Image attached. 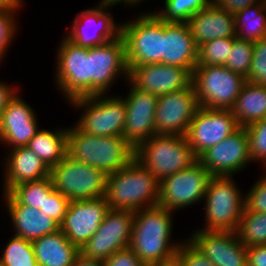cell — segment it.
<instances>
[{
    "mask_svg": "<svg viewBox=\"0 0 266 266\" xmlns=\"http://www.w3.org/2000/svg\"><path fill=\"white\" fill-rule=\"evenodd\" d=\"M188 238L214 266H247V247L233 231L194 230Z\"/></svg>",
    "mask_w": 266,
    "mask_h": 266,
    "instance_id": "21",
    "label": "cell"
},
{
    "mask_svg": "<svg viewBox=\"0 0 266 266\" xmlns=\"http://www.w3.org/2000/svg\"><path fill=\"white\" fill-rule=\"evenodd\" d=\"M245 82L224 65L196 66L193 71L198 105L206 109L231 110Z\"/></svg>",
    "mask_w": 266,
    "mask_h": 266,
    "instance_id": "8",
    "label": "cell"
},
{
    "mask_svg": "<svg viewBox=\"0 0 266 266\" xmlns=\"http://www.w3.org/2000/svg\"><path fill=\"white\" fill-rule=\"evenodd\" d=\"M118 2H120V3H124V6L126 5V7H130L131 5L132 6H138L140 3H141V1H145V0H117ZM139 3V4H138Z\"/></svg>",
    "mask_w": 266,
    "mask_h": 266,
    "instance_id": "49",
    "label": "cell"
},
{
    "mask_svg": "<svg viewBox=\"0 0 266 266\" xmlns=\"http://www.w3.org/2000/svg\"><path fill=\"white\" fill-rule=\"evenodd\" d=\"M23 0H0V10L3 9H21Z\"/></svg>",
    "mask_w": 266,
    "mask_h": 266,
    "instance_id": "48",
    "label": "cell"
},
{
    "mask_svg": "<svg viewBox=\"0 0 266 266\" xmlns=\"http://www.w3.org/2000/svg\"><path fill=\"white\" fill-rule=\"evenodd\" d=\"M16 86L17 85L11 86V84L8 85L6 82L4 83L0 81V118L3 110L8 105L9 100L15 95L17 91H20L17 90V88L19 89V87Z\"/></svg>",
    "mask_w": 266,
    "mask_h": 266,
    "instance_id": "46",
    "label": "cell"
},
{
    "mask_svg": "<svg viewBox=\"0 0 266 266\" xmlns=\"http://www.w3.org/2000/svg\"><path fill=\"white\" fill-rule=\"evenodd\" d=\"M240 127L266 117V87L246 81L231 109Z\"/></svg>",
    "mask_w": 266,
    "mask_h": 266,
    "instance_id": "28",
    "label": "cell"
},
{
    "mask_svg": "<svg viewBox=\"0 0 266 266\" xmlns=\"http://www.w3.org/2000/svg\"><path fill=\"white\" fill-rule=\"evenodd\" d=\"M134 211L109 209L94 235L81 247L80 253L103 261L118 250L129 247Z\"/></svg>",
    "mask_w": 266,
    "mask_h": 266,
    "instance_id": "14",
    "label": "cell"
},
{
    "mask_svg": "<svg viewBox=\"0 0 266 266\" xmlns=\"http://www.w3.org/2000/svg\"><path fill=\"white\" fill-rule=\"evenodd\" d=\"M244 128L248 136L252 161L261 162L266 169V117Z\"/></svg>",
    "mask_w": 266,
    "mask_h": 266,
    "instance_id": "37",
    "label": "cell"
},
{
    "mask_svg": "<svg viewBox=\"0 0 266 266\" xmlns=\"http://www.w3.org/2000/svg\"><path fill=\"white\" fill-rule=\"evenodd\" d=\"M192 79L189 69L162 63L132 66L128 71V81L136 89L157 96L189 87Z\"/></svg>",
    "mask_w": 266,
    "mask_h": 266,
    "instance_id": "19",
    "label": "cell"
},
{
    "mask_svg": "<svg viewBox=\"0 0 266 266\" xmlns=\"http://www.w3.org/2000/svg\"><path fill=\"white\" fill-rule=\"evenodd\" d=\"M158 179L137 159L107 177L105 199L110 209L139 211L158 205Z\"/></svg>",
    "mask_w": 266,
    "mask_h": 266,
    "instance_id": "2",
    "label": "cell"
},
{
    "mask_svg": "<svg viewBox=\"0 0 266 266\" xmlns=\"http://www.w3.org/2000/svg\"><path fill=\"white\" fill-rule=\"evenodd\" d=\"M129 93L124 98L126 103V121L123 137L135 149L143 141L156 135L155 111L157 95L136 89L129 81Z\"/></svg>",
    "mask_w": 266,
    "mask_h": 266,
    "instance_id": "20",
    "label": "cell"
},
{
    "mask_svg": "<svg viewBox=\"0 0 266 266\" xmlns=\"http://www.w3.org/2000/svg\"><path fill=\"white\" fill-rule=\"evenodd\" d=\"M211 176L197 160L189 168L162 179L158 206L175 212L203 202Z\"/></svg>",
    "mask_w": 266,
    "mask_h": 266,
    "instance_id": "11",
    "label": "cell"
},
{
    "mask_svg": "<svg viewBox=\"0 0 266 266\" xmlns=\"http://www.w3.org/2000/svg\"><path fill=\"white\" fill-rule=\"evenodd\" d=\"M236 38V36L218 38L198 46L196 66L225 65Z\"/></svg>",
    "mask_w": 266,
    "mask_h": 266,
    "instance_id": "35",
    "label": "cell"
},
{
    "mask_svg": "<svg viewBox=\"0 0 266 266\" xmlns=\"http://www.w3.org/2000/svg\"><path fill=\"white\" fill-rule=\"evenodd\" d=\"M233 176H211L203 201L205 224L200 231L236 232L243 215L246 193H241ZM238 187H237V186Z\"/></svg>",
    "mask_w": 266,
    "mask_h": 266,
    "instance_id": "5",
    "label": "cell"
},
{
    "mask_svg": "<svg viewBox=\"0 0 266 266\" xmlns=\"http://www.w3.org/2000/svg\"><path fill=\"white\" fill-rule=\"evenodd\" d=\"M93 8L82 10L65 35L67 39L83 47H95L114 40L121 34V23L115 22L110 7L120 4L117 0H100Z\"/></svg>",
    "mask_w": 266,
    "mask_h": 266,
    "instance_id": "13",
    "label": "cell"
},
{
    "mask_svg": "<svg viewBox=\"0 0 266 266\" xmlns=\"http://www.w3.org/2000/svg\"><path fill=\"white\" fill-rule=\"evenodd\" d=\"M67 149L72 159L108 175L124 168L135 156V149L123 136L86 134L75 124L68 128Z\"/></svg>",
    "mask_w": 266,
    "mask_h": 266,
    "instance_id": "3",
    "label": "cell"
},
{
    "mask_svg": "<svg viewBox=\"0 0 266 266\" xmlns=\"http://www.w3.org/2000/svg\"><path fill=\"white\" fill-rule=\"evenodd\" d=\"M198 107L193 83L182 90L160 95L155 111L156 134L185 136Z\"/></svg>",
    "mask_w": 266,
    "mask_h": 266,
    "instance_id": "16",
    "label": "cell"
},
{
    "mask_svg": "<svg viewBox=\"0 0 266 266\" xmlns=\"http://www.w3.org/2000/svg\"><path fill=\"white\" fill-rule=\"evenodd\" d=\"M236 234L246 247L266 244V213L250 211L245 206Z\"/></svg>",
    "mask_w": 266,
    "mask_h": 266,
    "instance_id": "31",
    "label": "cell"
},
{
    "mask_svg": "<svg viewBox=\"0 0 266 266\" xmlns=\"http://www.w3.org/2000/svg\"><path fill=\"white\" fill-rule=\"evenodd\" d=\"M17 91L9 100L0 118V142L9 149L27 146L40 130L34 109Z\"/></svg>",
    "mask_w": 266,
    "mask_h": 266,
    "instance_id": "22",
    "label": "cell"
},
{
    "mask_svg": "<svg viewBox=\"0 0 266 266\" xmlns=\"http://www.w3.org/2000/svg\"><path fill=\"white\" fill-rule=\"evenodd\" d=\"M69 201L70 200L63 196L59 191L54 190L49 196H45L43 207H41L39 211L46 213L59 225H61L64 220Z\"/></svg>",
    "mask_w": 266,
    "mask_h": 266,
    "instance_id": "41",
    "label": "cell"
},
{
    "mask_svg": "<svg viewBox=\"0 0 266 266\" xmlns=\"http://www.w3.org/2000/svg\"><path fill=\"white\" fill-rule=\"evenodd\" d=\"M8 152L3 162V193H8L19 184L50 176V169L26 146L9 149Z\"/></svg>",
    "mask_w": 266,
    "mask_h": 266,
    "instance_id": "24",
    "label": "cell"
},
{
    "mask_svg": "<svg viewBox=\"0 0 266 266\" xmlns=\"http://www.w3.org/2000/svg\"><path fill=\"white\" fill-rule=\"evenodd\" d=\"M173 214L158 205L134 212L129 247L146 266H164L175 262L182 241L174 243L171 239Z\"/></svg>",
    "mask_w": 266,
    "mask_h": 266,
    "instance_id": "1",
    "label": "cell"
},
{
    "mask_svg": "<svg viewBox=\"0 0 266 266\" xmlns=\"http://www.w3.org/2000/svg\"><path fill=\"white\" fill-rule=\"evenodd\" d=\"M261 1L262 0H212L215 5L233 14Z\"/></svg>",
    "mask_w": 266,
    "mask_h": 266,
    "instance_id": "44",
    "label": "cell"
},
{
    "mask_svg": "<svg viewBox=\"0 0 266 266\" xmlns=\"http://www.w3.org/2000/svg\"><path fill=\"white\" fill-rule=\"evenodd\" d=\"M82 110L74 124L86 134L101 137L123 136L126 121V103L121 96L98 94L79 97L69 102Z\"/></svg>",
    "mask_w": 266,
    "mask_h": 266,
    "instance_id": "7",
    "label": "cell"
},
{
    "mask_svg": "<svg viewBox=\"0 0 266 266\" xmlns=\"http://www.w3.org/2000/svg\"><path fill=\"white\" fill-rule=\"evenodd\" d=\"M253 47V41L236 38L224 66L247 78L253 60Z\"/></svg>",
    "mask_w": 266,
    "mask_h": 266,
    "instance_id": "36",
    "label": "cell"
},
{
    "mask_svg": "<svg viewBox=\"0 0 266 266\" xmlns=\"http://www.w3.org/2000/svg\"><path fill=\"white\" fill-rule=\"evenodd\" d=\"M246 81L266 87V37L254 41L253 60Z\"/></svg>",
    "mask_w": 266,
    "mask_h": 266,
    "instance_id": "39",
    "label": "cell"
},
{
    "mask_svg": "<svg viewBox=\"0 0 266 266\" xmlns=\"http://www.w3.org/2000/svg\"><path fill=\"white\" fill-rule=\"evenodd\" d=\"M88 96L108 94L119 77L128 81L125 43L120 35L102 45L88 47Z\"/></svg>",
    "mask_w": 266,
    "mask_h": 266,
    "instance_id": "10",
    "label": "cell"
},
{
    "mask_svg": "<svg viewBox=\"0 0 266 266\" xmlns=\"http://www.w3.org/2000/svg\"><path fill=\"white\" fill-rule=\"evenodd\" d=\"M198 160L212 176H233L245 170L246 165L252 161L245 128L240 127L223 141L206 150Z\"/></svg>",
    "mask_w": 266,
    "mask_h": 266,
    "instance_id": "17",
    "label": "cell"
},
{
    "mask_svg": "<svg viewBox=\"0 0 266 266\" xmlns=\"http://www.w3.org/2000/svg\"><path fill=\"white\" fill-rule=\"evenodd\" d=\"M211 3L212 0H164L162 9L153 13L164 22H187Z\"/></svg>",
    "mask_w": 266,
    "mask_h": 266,
    "instance_id": "33",
    "label": "cell"
},
{
    "mask_svg": "<svg viewBox=\"0 0 266 266\" xmlns=\"http://www.w3.org/2000/svg\"><path fill=\"white\" fill-rule=\"evenodd\" d=\"M18 9H3L0 10V64L4 61V55L12 44L15 35L17 36L18 22L15 18ZM3 60V61H2Z\"/></svg>",
    "mask_w": 266,
    "mask_h": 266,
    "instance_id": "38",
    "label": "cell"
},
{
    "mask_svg": "<svg viewBox=\"0 0 266 266\" xmlns=\"http://www.w3.org/2000/svg\"><path fill=\"white\" fill-rule=\"evenodd\" d=\"M255 184L248 190L245 206L254 212L266 213V170Z\"/></svg>",
    "mask_w": 266,
    "mask_h": 266,
    "instance_id": "42",
    "label": "cell"
},
{
    "mask_svg": "<svg viewBox=\"0 0 266 266\" xmlns=\"http://www.w3.org/2000/svg\"><path fill=\"white\" fill-rule=\"evenodd\" d=\"M56 55L55 87L67 103L88 97V48L62 37Z\"/></svg>",
    "mask_w": 266,
    "mask_h": 266,
    "instance_id": "12",
    "label": "cell"
},
{
    "mask_svg": "<svg viewBox=\"0 0 266 266\" xmlns=\"http://www.w3.org/2000/svg\"><path fill=\"white\" fill-rule=\"evenodd\" d=\"M240 128L232 110L198 107L186 133L188 143L199 158Z\"/></svg>",
    "mask_w": 266,
    "mask_h": 266,
    "instance_id": "15",
    "label": "cell"
},
{
    "mask_svg": "<svg viewBox=\"0 0 266 266\" xmlns=\"http://www.w3.org/2000/svg\"><path fill=\"white\" fill-rule=\"evenodd\" d=\"M120 35L125 43L128 70L132 66L162 63L164 21L152 11L121 22Z\"/></svg>",
    "mask_w": 266,
    "mask_h": 266,
    "instance_id": "6",
    "label": "cell"
},
{
    "mask_svg": "<svg viewBox=\"0 0 266 266\" xmlns=\"http://www.w3.org/2000/svg\"><path fill=\"white\" fill-rule=\"evenodd\" d=\"M109 209L105 197L69 201L60 230L80 250L98 230Z\"/></svg>",
    "mask_w": 266,
    "mask_h": 266,
    "instance_id": "18",
    "label": "cell"
},
{
    "mask_svg": "<svg viewBox=\"0 0 266 266\" xmlns=\"http://www.w3.org/2000/svg\"><path fill=\"white\" fill-rule=\"evenodd\" d=\"M187 23L197 46L210 40L236 36L234 14L213 2L194 14Z\"/></svg>",
    "mask_w": 266,
    "mask_h": 266,
    "instance_id": "26",
    "label": "cell"
},
{
    "mask_svg": "<svg viewBox=\"0 0 266 266\" xmlns=\"http://www.w3.org/2000/svg\"><path fill=\"white\" fill-rule=\"evenodd\" d=\"M102 266H146L130 248H124L113 253L102 261Z\"/></svg>",
    "mask_w": 266,
    "mask_h": 266,
    "instance_id": "43",
    "label": "cell"
},
{
    "mask_svg": "<svg viewBox=\"0 0 266 266\" xmlns=\"http://www.w3.org/2000/svg\"><path fill=\"white\" fill-rule=\"evenodd\" d=\"M53 187L70 201L105 196L108 174L69 157L50 169Z\"/></svg>",
    "mask_w": 266,
    "mask_h": 266,
    "instance_id": "9",
    "label": "cell"
},
{
    "mask_svg": "<svg viewBox=\"0 0 266 266\" xmlns=\"http://www.w3.org/2000/svg\"><path fill=\"white\" fill-rule=\"evenodd\" d=\"M164 266H179V264L175 261L171 264H167V265H164Z\"/></svg>",
    "mask_w": 266,
    "mask_h": 266,
    "instance_id": "50",
    "label": "cell"
},
{
    "mask_svg": "<svg viewBox=\"0 0 266 266\" xmlns=\"http://www.w3.org/2000/svg\"><path fill=\"white\" fill-rule=\"evenodd\" d=\"M186 240L177 250L175 261L179 266H214L189 239Z\"/></svg>",
    "mask_w": 266,
    "mask_h": 266,
    "instance_id": "40",
    "label": "cell"
},
{
    "mask_svg": "<svg viewBox=\"0 0 266 266\" xmlns=\"http://www.w3.org/2000/svg\"><path fill=\"white\" fill-rule=\"evenodd\" d=\"M0 256L3 266H38L31 241L13 235Z\"/></svg>",
    "mask_w": 266,
    "mask_h": 266,
    "instance_id": "34",
    "label": "cell"
},
{
    "mask_svg": "<svg viewBox=\"0 0 266 266\" xmlns=\"http://www.w3.org/2000/svg\"><path fill=\"white\" fill-rule=\"evenodd\" d=\"M247 266H266V244L247 247Z\"/></svg>",
    "mask_w": 266,
    "mask_h": 266,
    "instance_id": "45",
    "label": "cell"
},
{
    "mask_svg": "<svg viewBox=\"0 0 266 266\" xmlns=\"http://www.w3.org/2000/svg\"><path fill=\"white\" fill-rule=\"evenodd\" d=\"M6 210L14 229V235L34 241L60 230V225L39 209L19 204L9 193H3Z\"/></svg>",
    "mask_w": 266,
    "mask_h": 266,
    "instance_id": "25",
    "label": "cell"
},
{
    "mask_svg": "<svg viewBox=\"0 0 266 266\" xmlns=\"http://www.w3.org/2000/svg\"><path fill=\"white\" fill-rule=\"evenodd\" d=\"M198 46L187 22H164L162 64L189 69L196 67Z\"/></svg>",
    "mask_w": 266,
    "mask_h": 266,
    "instance_id": "23",
    "label": "cell"
},
{
    "mask_svg": "<svg viewBox=\"0 0 266 266\" xmlns=\"http://www.w3.org/2000/svg\"><path fill=\"white\" fill-rule=\"evenodd\" d=\"M68 128L40 129L26 146L51 169L67 156Z\"/></svg>",
    "mask_w": 266,
    "mask_h": 266,
    "instance_id": "29",
    "label": "cell"
},
{
    "mask_svg": "<svg viewBox=\"0 0 266 266\" xmlns=\"http://www.w3.org/2000/svg\"><path fill=\"white\" fill-rule=\"evenodd\" d=\"M236 37L258 41L266 37V1L246 7L234 14Z\"/></svg>",
    "mask_w": 266,
    "mask_h": 266,
    "instance_id": "30",
    "label": "cell"
},
{
    "mask_svg": "<svg viewBox=\"0 0 266 266\" xmlns=\"http://www.w3.org/2000/svg\"><path fill=\"white\" fill-rule=\"evenodd\" d=\"M55 188L51 177L48 176L38 181H31L19 184L8 193L22 205H27L35 209L43 207L45 196H49Z\"/></svg>",
    "mask_w": 266,
    "mask_h": 266,
    "instance_id": "32",
    "label": "cell"
},
{
    "mask_svg": "<svg viewBox=\"0 0 266 266\" xmlns=\"http://www.w3.org/2000/svg\"><path fill=\"white\" fill-rule=\"evenodd\" d=\"M38 266H72L80 253L61 230L32 241Z\"/></svg>",
    "mask_w": 266,
    "mask_h": 266,
    "instance_id": "27",
    "label": "cell"
},
{
    "mask_svg": "<svg viewBox=\"0 0 266 266\" xmlns=\"http://www.w3.org/2000/svg\"><path fill=\"white\" fill-rule=\"evenodd\" d=\"M134 158L159 182L189 168L198 160L186 136L159 134L139 144L135 148Z\"/></svg>",
    "mask_w": 266,
    "mask_h": 266,
    "instance_id": "4",
    "label": "cell"
},
{
    "mask_svg": "<svg viewBox=\"0 0 266 266\" xmlns=\"http://www.w3.org/2000/svg\"><path fill=\"white\" fill-rule=\"evenodd\" d=\"M72 266H102V261L87 258L79 253L74 259Z\"/></svg>",
    "mask_w": 266,
    "mask_h": 266,
    "instance_id": "47",
    "label": "cell"
}]
</instances>
